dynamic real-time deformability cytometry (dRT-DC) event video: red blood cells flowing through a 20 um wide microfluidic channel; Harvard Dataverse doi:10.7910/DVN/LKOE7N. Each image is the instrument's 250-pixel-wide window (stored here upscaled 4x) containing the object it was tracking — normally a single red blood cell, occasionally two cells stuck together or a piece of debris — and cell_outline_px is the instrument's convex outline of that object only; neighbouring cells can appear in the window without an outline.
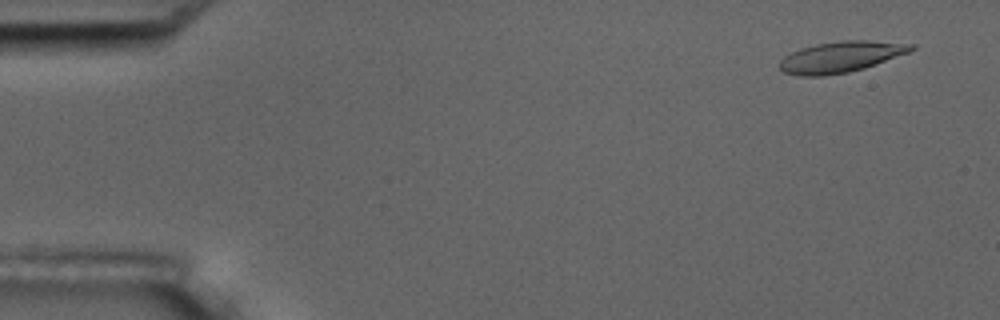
{"species": "common noctule bat (a hibernating species)", "species_latin": "Nyctalus noctula", "temperature_condition": "room temperature", "stored_images_in_passage": 6, "segment_of_instrument_passage": [1, 2], "camera_frame_rate_fps": 3000, "um_per_image_px": 0.085, "animal": {"sex": "male", "body_mass_g": 17.5, "forearm_length_mm": 52.3}, "frame": {"image": 1, "passage_image": 1, "time_ms": 0.0, "image_size_px": [1000, 320], "cell_outline_px": [[916, 48], [908, 52], [864, 68], [848, 72], [824, 76], [800, 76], [784, 72], [780, 68], [780, 60], [784, 56], [800, 48], [816, 44], [840, 40], [868, 40], [916, 44]], "centroid_in_image_um": [71.46, 4.83], "position_along_channel_um": 13.5, "area_um2": 23.7}}
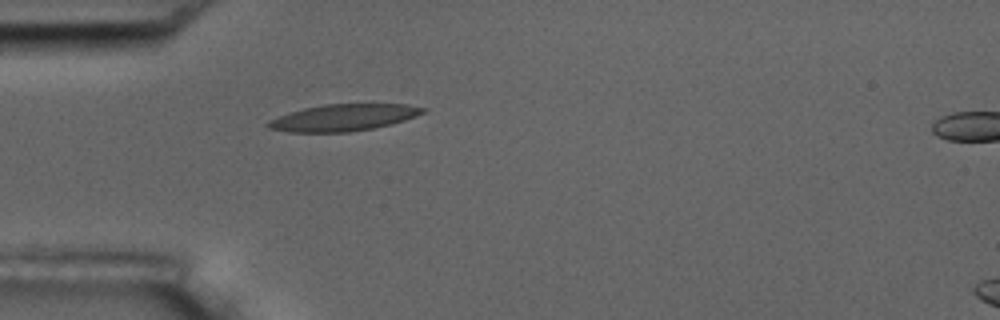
{"frame": {"image": 2, "passage_image": 5, "time_ms": 4.333, "image_size_px": [1000, 320], "cell_outline_px": [[428, 108], [424, 112], [416, 116], [392, 124], [372, 128], [348, 132], [288, 132], [268, 128], [264, 124], [268, 120], [276, 116], [288, 112], [304, 108], [324, 104], [408, 104]], "centroid_in_image_um": [29.15, 9.99], "position_along_channel_um": 55.8, "area_um2": 24.28}}